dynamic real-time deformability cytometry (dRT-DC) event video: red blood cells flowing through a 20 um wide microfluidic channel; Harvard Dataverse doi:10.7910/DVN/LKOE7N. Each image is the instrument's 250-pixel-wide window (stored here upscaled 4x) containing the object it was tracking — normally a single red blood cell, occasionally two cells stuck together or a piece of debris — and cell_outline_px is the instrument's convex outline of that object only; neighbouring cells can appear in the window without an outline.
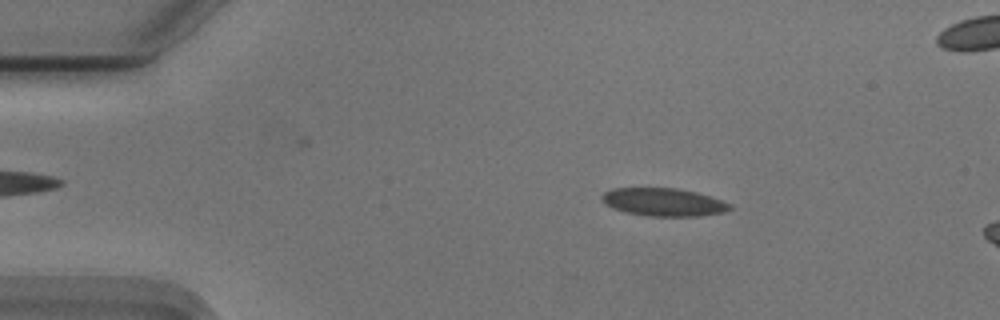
{"species": "Egyptian fruit bat (a non-hibernating species)", "species_latin": "Rousettus aegyptiacus", "temperature_condition": "cold", "stored_images_in_passage": 55, "camera_frame_rate_fps": 3000, "um_per_image_px": 0.085, "animal": {"sex": "male"}, "frame": {"image": 1, "passage_image": 9, "time_ms": 2.667, "image_size_px": [1000, 320], "cell_outline_px": [[732, 208], [724, 212], [700, 216], [648, 216], [628, 212], [612, 208], [604, 204], [600, 200], [600, 196], [604, 192], [612, 188], [676, 188], [696, 192], [732, 204]], "centroid_in_image_um": [56.36, 17.18], "position_along_channel_um": 28.6, "area_um2": 20.87}}
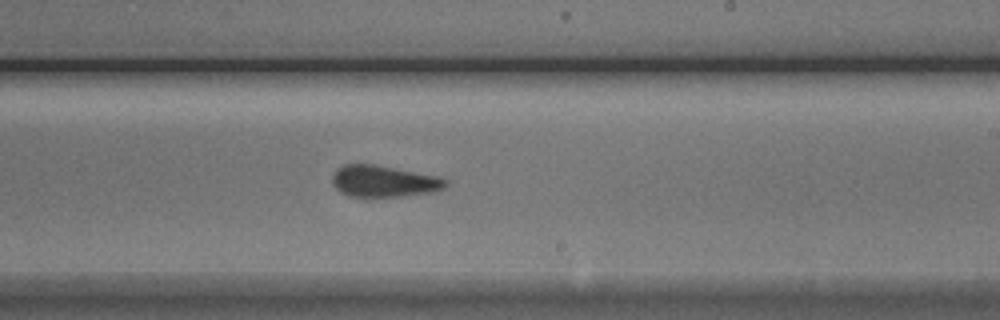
{"frame": {"image": 2, "passage_image": 32, "time_ms": 10.333, "image_size_px": [1000, 320], "cell_outline_px": [[448, 184], [444, 188], [432, 192], [368, 200], [364, 200], [348, 196], [340, 192], [332, 184], [332, 176], [336, 168], [344, 164], [376, 164], [440, 176], [448, 180]], "centroid_in_image_um": [32.59, 15.44], "position_along_channel_um": 256.4, "area_um2": 21.85}}
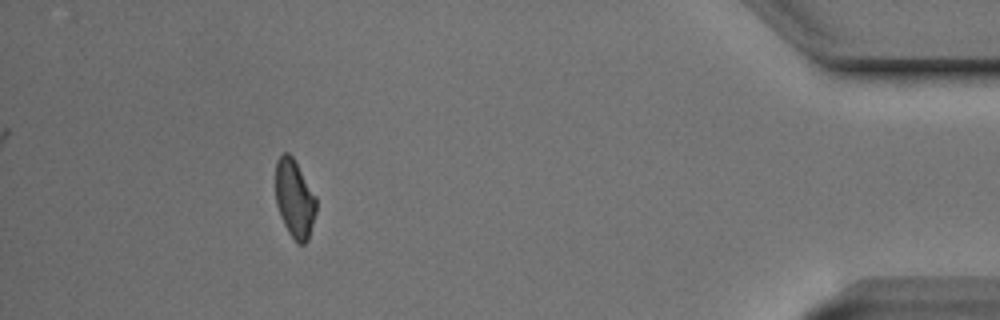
{"frame": {"image": 3, "passage_image": 49, "time_ms": 16.0, "image_size_px": [1000, 320], "cell_outline_px": [[316, 212], [308, 240], [304, 244], [296, 244], [288, 232], [280, 216], [276, 204], [276, 160], [284, 152], [288, 152], [292, 156], [316, 196]], "centroid_in_image_um": [25.04, 16.92], "position_along_channel_um": 410.2, "area_um2": 18.55}, "authors_computed_cell_mechanics": {"area_um2": 20.8658, "velocity_mm_per_s": 3.739, "shape_relaxation_time_tau1_ms": 6.7963, "shape_relaxation_time_tau2_ms": 1.7021, "deformation_change_tau1": 0.127, "deformation_change_tau2": 0.0756}}